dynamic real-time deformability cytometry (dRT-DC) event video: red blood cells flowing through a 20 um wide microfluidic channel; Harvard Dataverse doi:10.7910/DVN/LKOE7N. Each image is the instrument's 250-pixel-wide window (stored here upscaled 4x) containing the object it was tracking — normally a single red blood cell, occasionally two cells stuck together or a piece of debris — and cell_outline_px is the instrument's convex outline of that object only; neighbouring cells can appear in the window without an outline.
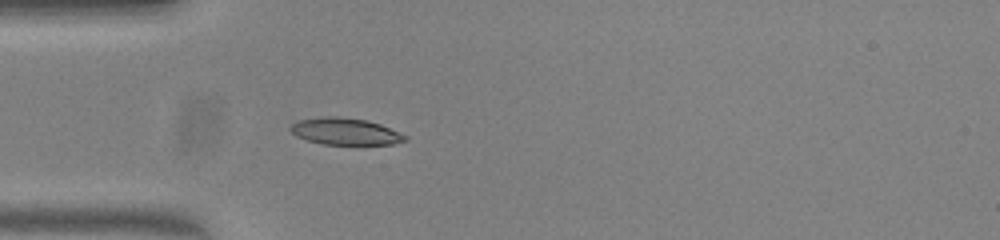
{"species": "common noctule bat (a hibernating species)", "species_latin": "Nyctalus noctula", "temperature_condition": "warm", "stored_images_in_passage": 14, "camera_frame_rate_fps": 3000, "um_per_image_px": 0.085, "animal": {"sex": "female", "body_mass_g": 23.0, "forearm_length_mm": 53.4}, "frame": {"image": 1, "passage_image": 7, "time_ms": 2.0, "image_size_px": [1000, 240], "cell_outline_px": [[408, 140], [392, 144], [324, 144], [308, 140], [296, 136], [288, 128], [296, 120], [320, 116], [336, 116], [364, 120], [380, 124], [408, 136]], "centroid_in_image_um": [29.32, 11.16], "position_along_channel_um": 55.7, "area_um2": 17.86}}
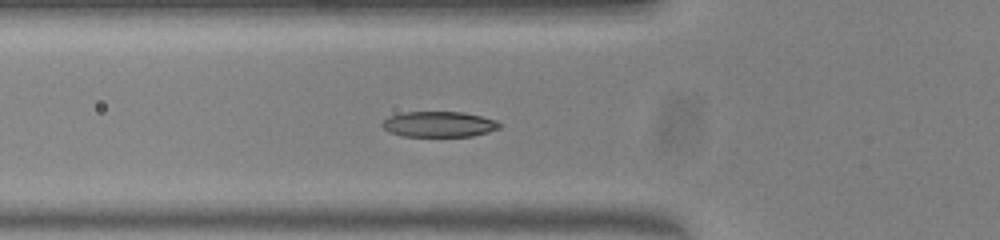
{"frame": {"image": 2, "passage_image": 10, "time_ms": 3.0, "image_size_px": [1000, 240], "cell_outline_px": [[500, 128], [488, 132], [472, 136], [404, 136], [388, 132], [380, 124], [388, 116], [400, 112], [464, 112], [496, 120], [500, 124]], "centroid_in_image_um": [37.28, 10.55], "position_along_channel_um": 88.5, "area_um2": 17.51}}